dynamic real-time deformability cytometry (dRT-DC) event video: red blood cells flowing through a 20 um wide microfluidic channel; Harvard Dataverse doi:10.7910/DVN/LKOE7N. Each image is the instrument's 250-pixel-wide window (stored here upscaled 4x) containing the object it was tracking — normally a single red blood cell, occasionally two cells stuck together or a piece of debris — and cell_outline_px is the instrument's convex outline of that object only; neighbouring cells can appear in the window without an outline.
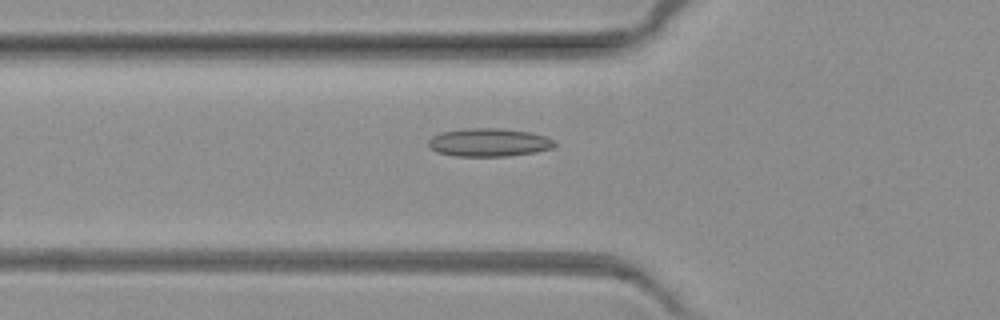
{"species": "common noctule bat (a hibernating species)", "species_latin": "Nyctalus noctula", "temperature_condition": "warm", "stored_images_in_passage": 31, "camera_frame_rate_fps": 3000, "um_per_image_px": 0.085, "animal": {"sex": "female", "body_mass_g": 19.3, "forearm_length_mm": 54.1}, "frame": {"image": 1, "passage_image": 12, "time_ms": 3.667, "image_size_px": [1000, 320], "cell_outline_px": [[556, 144], [552, 148], [536, 152], [508, 156], [456, 156], [436, 152], [428, 148], [428, 140], [432, 136], [444, 132], [468, 128], [500, 128], [528, 132], [544, 136], [552, 140]], "centroid_in_image_um": [41.52, 12.11], "position_along_channel_um": 84.3, "area_um2": 20.63}}
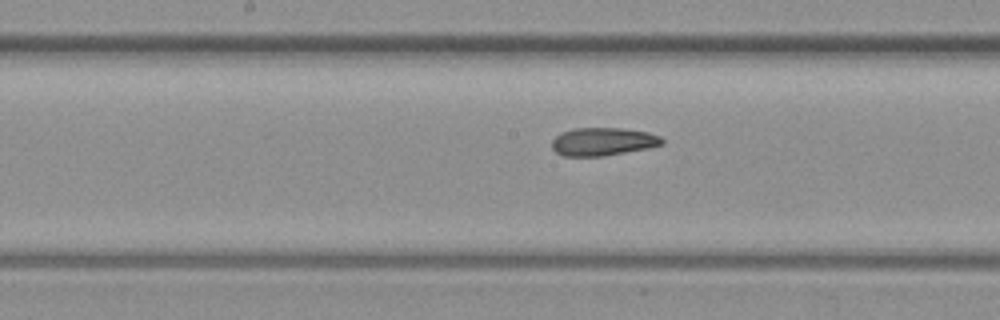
{"frame": {"image": 2, "passage_image": 22, "time_ms": 7.0, "image_size_px": [1000, 320], "cell_outline_px": [[664, 144], [648, 148], [604, 156], [564, 156], [556, 152], [552, 148], [552, 140], [560, 132], [576, 128], [620, 128], [648, 132], [660, 136], [664, 140]], "centroid_in_image_um": [51.25, 12.04], "position_along_channel_um": 197.0, "area_um2": 18.03}}
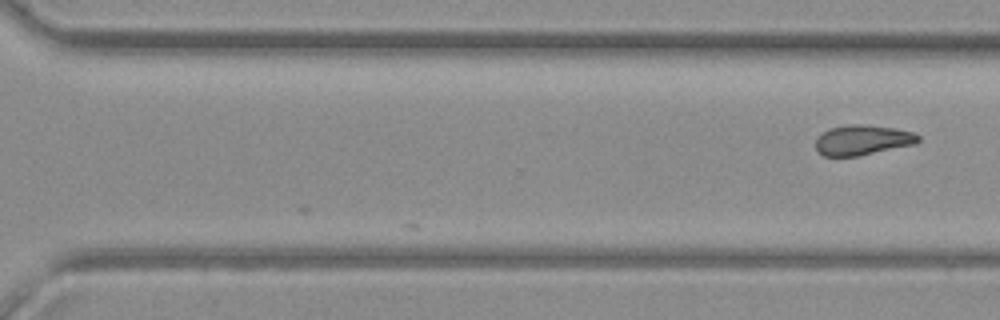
{"frame": {"image": 3, "passage_image": 31, "time_ms": 10.0, "image_size_px": [1000, 320], "cell_outline_px": [[920, 140], [916, 144], [860, 156], [824, 156], [816, 152], [816, 140], [824, 132], [832, 128], [852, 124], [860, 124], [896, 128], [912, 132], [920, 136]], "centroid_in_image_um": [73.35, 11.92], "position_along_channel_um": 297.3, "area_um2": 17.98}}